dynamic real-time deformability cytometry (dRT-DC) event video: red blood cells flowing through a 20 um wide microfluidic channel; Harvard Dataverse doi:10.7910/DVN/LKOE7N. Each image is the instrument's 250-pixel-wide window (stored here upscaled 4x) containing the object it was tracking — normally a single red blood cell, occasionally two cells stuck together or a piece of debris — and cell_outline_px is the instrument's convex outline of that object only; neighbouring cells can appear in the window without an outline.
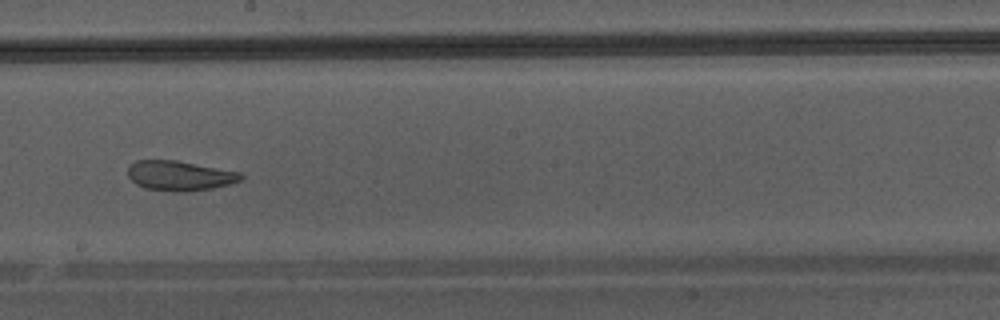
{"species": "Egyptian fruit bat (a non-hibernating species)", "species_latin": "Rousettus aegyptiacus", "temperature_condition": "warm", "stored_images_in_passage": 47, "camera_frame_rate_fps": 3000, "um_per_image_px": 0.085, "animal": {"sex": "male"}, "frame": {"image": 1, "passage_image": 27, "time_ms": 8.667, "image_size_px": [1000, 320], "cell_outline_px": [[244, 176], [240, 180], [232, 184], [212, 188], [188, 192], [180, 192], [144, 188], [136, 184], [128, 176], [128, 164], [136, 160], [176, 160], [240, 172]], "centroid_in_image_um": [15.26, 14.93], "position_along_channel_um": 232.9, "area_um2": 19.77}}